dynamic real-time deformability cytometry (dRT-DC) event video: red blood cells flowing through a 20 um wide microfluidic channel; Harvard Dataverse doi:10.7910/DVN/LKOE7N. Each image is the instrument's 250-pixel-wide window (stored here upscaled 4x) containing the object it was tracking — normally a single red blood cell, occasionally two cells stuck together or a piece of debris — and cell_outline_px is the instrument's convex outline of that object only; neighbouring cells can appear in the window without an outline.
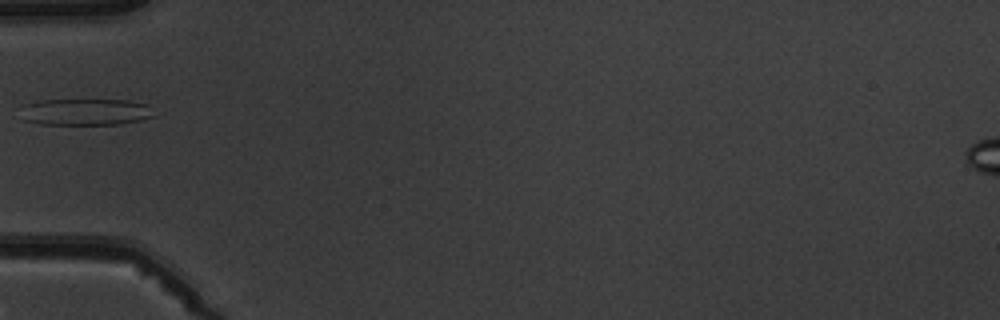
{"species": "common noctule bat (a hibernating species)", "species_latin": "Nyctalus noctula", "temperature_condition": "warm", "stored_images_in_passage": 7, "camera_frame_rate_fps": 3000, "um_per_image_px": 0.085, "animal": {"sex": "male", "body_mass_g": 19.5, "forearm_length_mm": 54.6}, "frame": {"image": 1, "passage_image": 5, "time_ms": 4.667, "image_size_px": [1000, 320], "cell_outline_px": [[156, 116], [140, 120], [120, 124], [40, 124], [20, 120], [20, 104], [40, 100], [128, 100], [148, 104]], "centroid_in_image_um": [7.19, 9.51], "position_along_channel_um": 77.8, "area_um2": 21.15}}
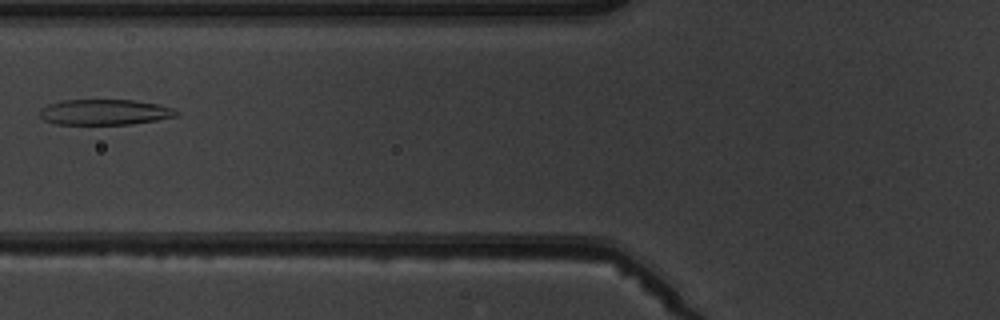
{"frame": {"image": 2, "passage_image": 6, "time_ms": 5.667, "image_size_px": [1000, 320], "cell_outline_px": [[180, 112], [176, 116], [156, 120], [132, 124], [56, 124], [44, 120], [40, 116], [40, 108], [48, 104], [64, 100], [136, 100], [156, 104], [172, 108]], "centroid_in_image_um": [8.88, 9.53], "position_along_channel_um": 116.9, "area_um2": 20.29}}
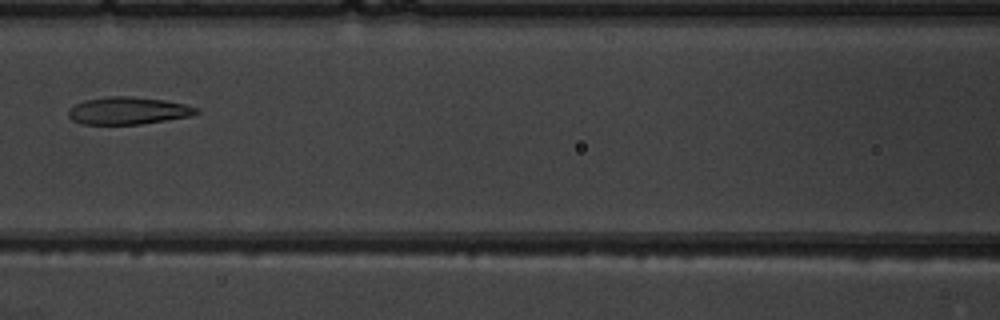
{"frame": {"image": 3, "passage_image": 7, "time_ms": 6.667, "image_size_px": [1000, 320], "cell_outline_px": [[200, 112], [188, 116], [140, 124], [80, 124], [72, 120], [68, 116], [68, 108], [84, 100], [104, 96], [132, 96], [164, 100], [184, 104], [200, 108]], "centroid_in_image_um": [10.84, 9.4], "position_along_channel_um": 155.8, "area_um2": 20.46}}